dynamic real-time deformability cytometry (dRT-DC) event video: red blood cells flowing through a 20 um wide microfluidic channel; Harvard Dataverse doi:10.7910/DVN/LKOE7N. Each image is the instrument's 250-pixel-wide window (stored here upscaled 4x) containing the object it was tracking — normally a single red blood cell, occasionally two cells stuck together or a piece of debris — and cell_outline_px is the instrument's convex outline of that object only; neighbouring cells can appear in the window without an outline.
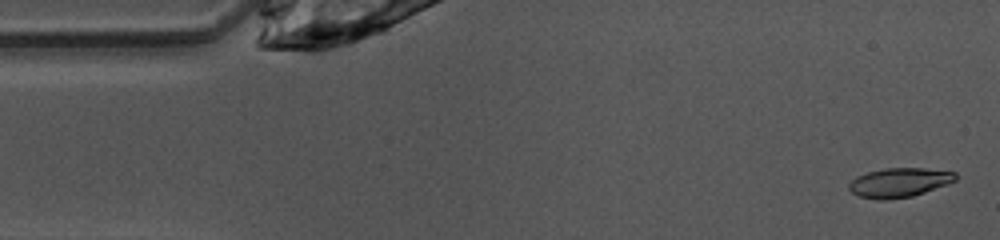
{"species": "common noctule bat (a hibernating species)", "species_latin": "Nyctalus noctula", "temperature_condition": "warm", "stored_images_in_passage": 47, "camera_frame_rate_fps": 3000, "um_per_image_px": 0.085, "animal": {"sex": "female", "body_mass_g": 10.0, "forearm_length_mm": 53.1}, "frame": {"image": 1, "passage_image": 1, "time_ms": 0.0, "image_size_px": [1000, 240], "cell_outline_px": [[956, 180], [948, 184], [912, 196], [888, 200], [880, 200], [856, 196], [848, 188], [848, 184], [856, 176], [868, 172], [884, 168], [924, 168], [956, 172]], "centroid_in_image_um": [76.41, 15.52], "position_along_channel_um": 8.6, "area_um2": 18.26}}
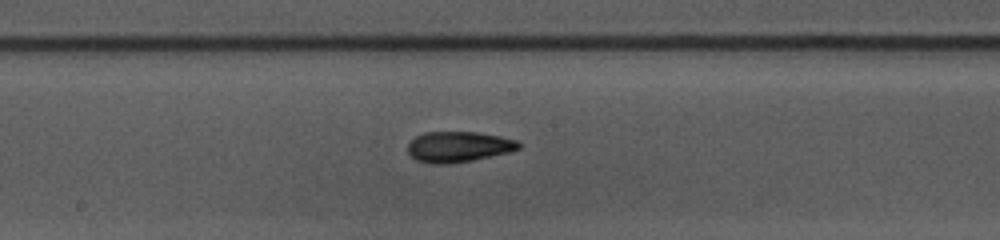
{"frame": {"image": 2, "passage_image": 23, "time_ms": 7.333, "image_size_px": [1000, 240], "cell_outline_px": [[520, 148], [512, 152], [472, 160], [448, 164], [432, 164], [416, 160], [408, 152], [408, 144], [416, 136], [424, 132], [476, 132], [500, 136], [516, 140], [520, 144]], "centroid_in_image_um": [38.98, 12.48], "position_along_channel_um": 209.2, "area_um2": 19.83}}
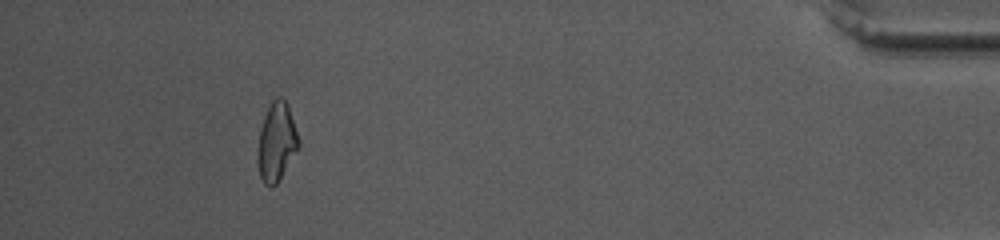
{"frame": {"image": 3, "passage_image": 43, "time_ms": 14.0, "image_size_px": [1000, 240], "cell_outline_px": [[300, 148], [276, 184], [272, 188], [264, 184], [260, 176], [256, 156], [256, 152], [260, 128], [264, 116], [272, 100], [276, 96], [280, 96], [288, 104], [300, 140]], "centroid_in_image_um": [23.51, 12.07], "position_along_channel_um": 411.7, "area_um2": 19.13}, "authors_computed_cell_mechanics": {"area_um2": 19.074, "velocity_mm_per_s": 4.0559, "shape_relaxation_time_tau1_ms": 5.3248, "shape_relaxation_time_tau2_ms": 2.5808, "deformation_change_tau1": 0.1789, "deformation_change_tau2": 0.0946}}